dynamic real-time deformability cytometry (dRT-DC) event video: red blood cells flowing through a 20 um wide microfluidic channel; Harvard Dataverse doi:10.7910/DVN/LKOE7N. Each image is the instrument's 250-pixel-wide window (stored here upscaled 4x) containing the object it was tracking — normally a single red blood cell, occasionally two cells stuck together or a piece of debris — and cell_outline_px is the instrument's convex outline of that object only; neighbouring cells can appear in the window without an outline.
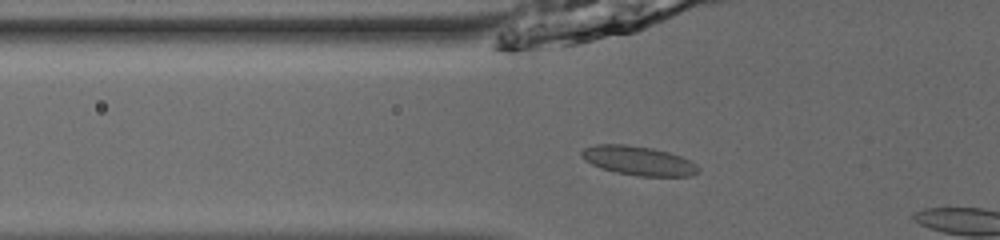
{"species": "common noctule bat (a hibernating species)", "species_latin": "Nyctalus noctula", "temperature_condition": "room temperature", "stored_images_in_passage": 23, "camera_frame_rate_fps": 3000, "um_per_image_px": 0.085, "animal": {"sex": "male", "body_mass_g": 13.0, "forearm_length_mm": 53.1}, "frame": {"image": 1, "passage_image": 20, "time_ms": 6.333, "image_size_px": [1000, 240], "cell_outline_px": [[700, 172], [692, 176], [636, 176], [616, 172], [600, 168], [584, 160], [580, 156], [580, 152], [584, 148], [596, 144], [624, 144], [652, 148], [668, 152], [680, 156], [696, 164], [700, 168]], "centroid_in_image_um": [54.26, 13.66], "position_along_channel_um": 71.5, "area_um2": 19.94}}